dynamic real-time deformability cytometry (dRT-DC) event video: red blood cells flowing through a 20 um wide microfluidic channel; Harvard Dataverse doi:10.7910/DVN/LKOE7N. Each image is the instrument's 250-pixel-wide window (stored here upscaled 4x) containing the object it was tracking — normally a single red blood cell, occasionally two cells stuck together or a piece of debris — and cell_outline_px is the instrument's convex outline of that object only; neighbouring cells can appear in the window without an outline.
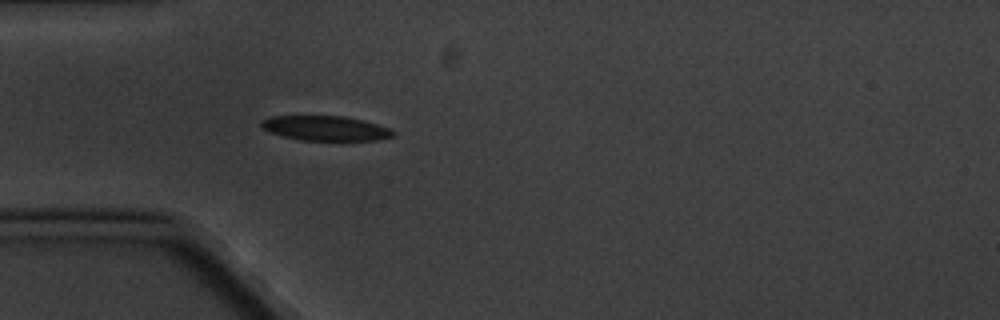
{"species": "common noctule bat (a hibernating species)", "species_latin": "Nyctalus noctula", "temperature_condition": "cold", "stored_images_in_passage": 4, "camera_frame_rate_fps": 3000, "um_per_image_px": 0.085, "animal": {"sex": "male", "body_mass_g": 20.1, "forearm_length_mm": 53.5}, "frame": {"image": 1, "passage_image": 4, "time_ms": 3.667, "image_size_px": [1000, 320], "cell_outline_px": [[396, 136], [380, 140], [300, 140], [268, 132], [260, 124], [260, 120], [268, 116], [344, 116], [364, 120], [392, 128], [396, 132]], "centroid_in_image_um": [27.72, 10.9], "position_along_channel_um": 57.3, "area_um2": 19.31}}